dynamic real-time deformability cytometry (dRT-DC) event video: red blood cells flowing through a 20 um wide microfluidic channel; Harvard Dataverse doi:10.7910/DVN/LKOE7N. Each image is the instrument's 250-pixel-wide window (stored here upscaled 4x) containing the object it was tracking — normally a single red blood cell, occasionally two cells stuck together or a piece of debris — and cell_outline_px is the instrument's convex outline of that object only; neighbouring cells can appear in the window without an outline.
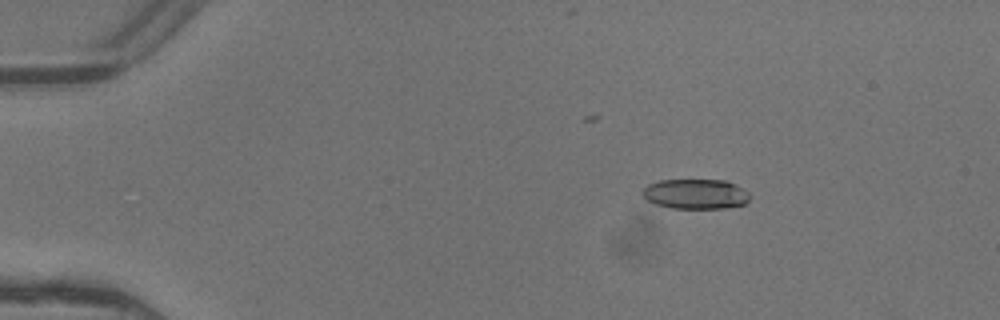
{"species": "common noctule bat (a hibernating species)", "species_latin": "Nyctalus noctula", "temperature_condition": "warm", "stored_images_in_passage": 4, "camera_frame_rate_fps": 3000, "um_per_image_px": 0.085, "animal": {"sex": "female"}, "frame": {"image": 1, "passage_image": 2, "time_ms": 0.333, "image_size_px": [1000, 320], "cell_outline_px": [[752, 196], [744, 204], [724, 208], [672, 208], [656, 204], [648, 200], [640, 192], [648, 184], [660, 180], [728, 180], [748, 192]], "centroid_in_image_um": [59.13, 16.48], "position_along_channel_um": 25.9, "area_um2": 18.73}}